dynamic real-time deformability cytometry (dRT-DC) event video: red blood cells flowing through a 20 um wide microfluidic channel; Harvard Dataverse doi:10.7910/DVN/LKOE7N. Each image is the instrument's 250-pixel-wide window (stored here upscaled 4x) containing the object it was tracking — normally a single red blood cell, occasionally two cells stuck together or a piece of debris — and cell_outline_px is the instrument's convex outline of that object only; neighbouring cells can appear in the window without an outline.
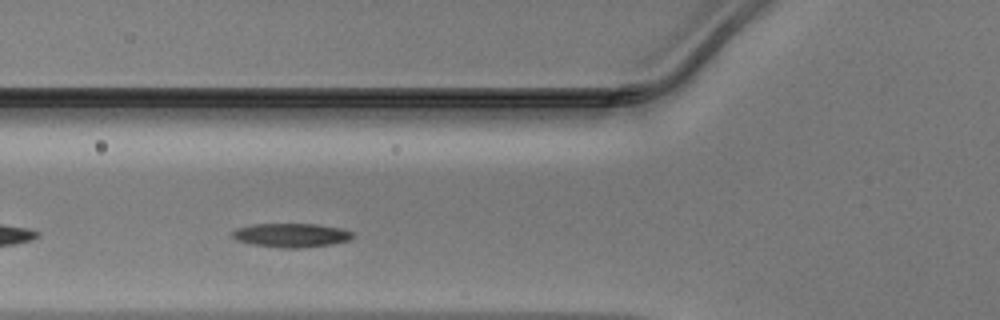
{"species": "Egyptian fruit bat (a non-hibernating species)", "species_latin": "Rousettus aegyptiacus", "temperature_condition": "warm", "stored_images_in_passage": 26, "camera_frame_rate_fps": 3000, "um_per_image_px": 0.085, "animal": {"sex": "male"}, "frame": {"image": 1, "passage_image": 5, "time_ms": 1.333, "image_size_px": [1000, 320], "cell_outline_px": [[352, 236], [348, 240], [332, 244], [300, 248], [284, 248], [252, 244], [236, 240], [232, 236], [232, 232], [236, 228], [252, 224], [316, 224], [340, 228], [352, 232]], "centroid_in_image_um": [24.72, 19.99], "position_along_channel_um": 101.1, "area_um2": 16.65}}
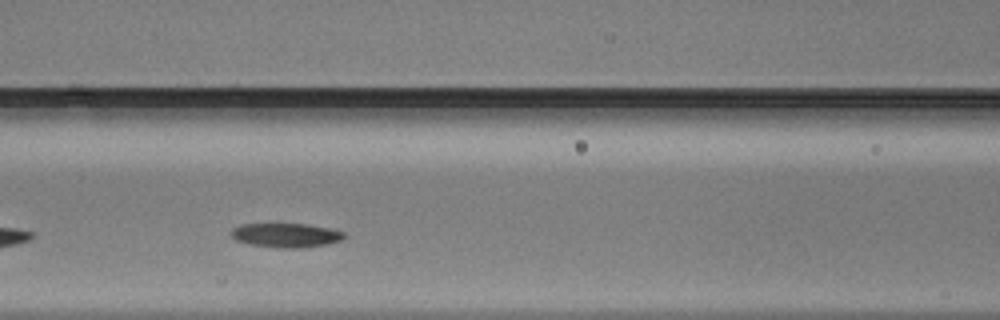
{"frame": {"image": 2, "passage_image": 8, "time_ms": 2.333, "image_size_px": [1000, 320], "cell_outline_px": [[344, 236], [340, 240], [328, 244], [300, 248], [280, 248], [248, 244], [236, 240], [228, 232], [232, 228], [240, 224], [308, 224], [332, 228], [344, 232]], "centroid_in_image_um": [24.28, 19.99], "position_along_channel_um": 142.3, "area_um2": 16.07}}